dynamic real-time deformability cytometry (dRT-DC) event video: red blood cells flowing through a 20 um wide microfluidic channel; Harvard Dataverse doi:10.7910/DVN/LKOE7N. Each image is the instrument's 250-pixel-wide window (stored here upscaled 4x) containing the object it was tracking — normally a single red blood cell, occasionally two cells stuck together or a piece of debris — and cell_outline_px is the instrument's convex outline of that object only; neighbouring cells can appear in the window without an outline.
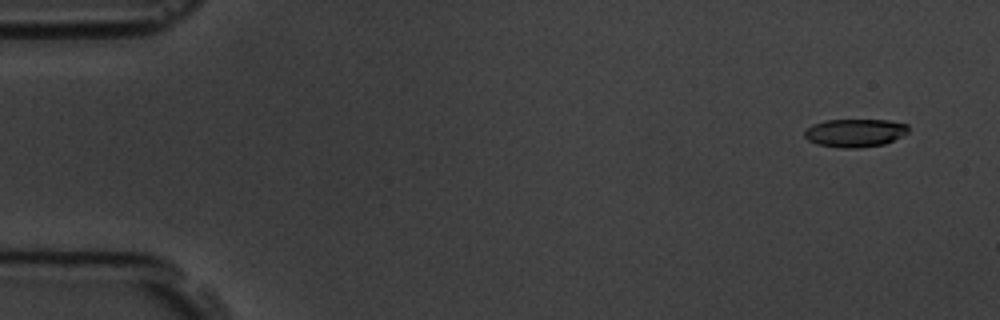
{"species": "common noctule bat (a hibernating species)", "species_latin": "Nyctalus noctula", "temperature_condition": "room temperature", "stored_images_in_passage": 7, "camera_frame_rate_fps": 3000, "um_per_image_px": 0.085, "animal": {"sex": "male", "body_mass_g": 19.5, "forearm_length_mm": 54.6}, "frame": {"image": 1, "passage_image": 2, "time_ms": 1.0, "image_size_px": [1000, 320], "cell_outline_px": [[908, 132], [884, 144], [860, 148], [844, 148], [816, 144], [808, 140], [804, 136], [804, 132], [812, 124], [824, 120], [888, 120], [908, 124]], "centroid_in_image_um": [72.65, 11.29], "position_along_channel_um": 12.3, "area_um2": 16.99}}
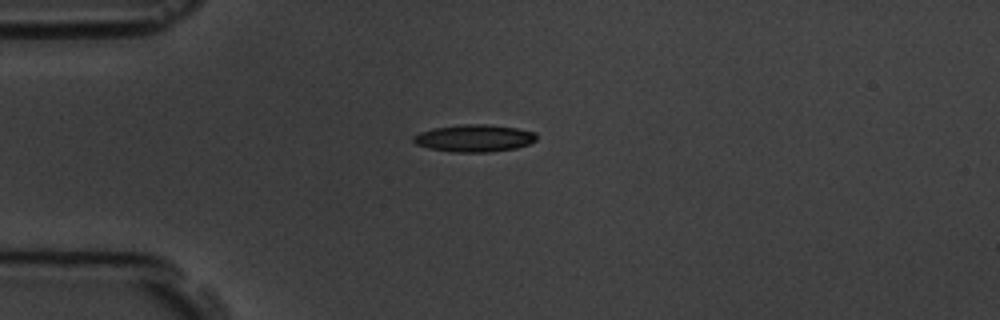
{"frame": {"image": 2, "passage_image": 5, "time_ms": 4.667, "image_size_px": [1000, 320], "cell_outline_px": [[536, 140], [528, 144], [516, 148], [488, 152], [452, 152], [428, 148], [416, 144], [412, 140], [412, 136], [420, 132], [436, 128], [460, 124], [488, 124], [516, 128], [536, 132]], "centroid_in_image_um": [40.3, 11.74], "position_along_channel_um": 44.7, "area_um2": 19.54}}
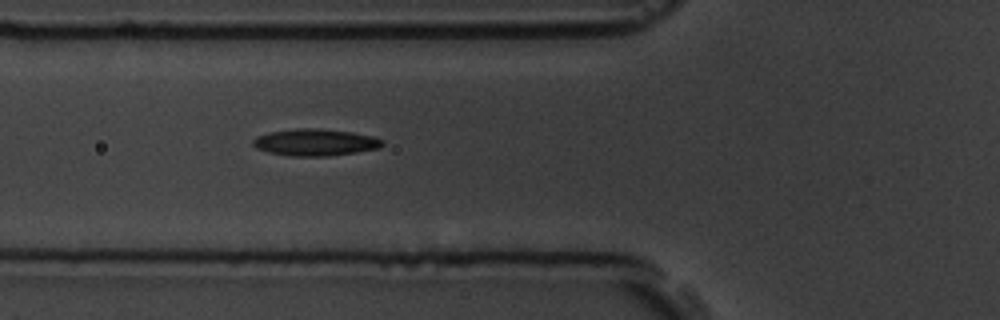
{"frame": {"image": 3, "passage_image": 7, "time_ms": 6.667, "image_size_px": [1000, 320], "cell_outline_px": [[384, 144], [380, 148], [356, 152], [328, 156], [292, 156], [268, 152], [256, 148], [252, 144], [252, 140], [256, 136], [272, 132], [296, 128], [312, 128], [352, 132], [372, 136], [384, 140]], "centroid_in_image_um": [26.8, 12.1], "position_along_channel_um": 99.0, "area_um2": 20.17}}